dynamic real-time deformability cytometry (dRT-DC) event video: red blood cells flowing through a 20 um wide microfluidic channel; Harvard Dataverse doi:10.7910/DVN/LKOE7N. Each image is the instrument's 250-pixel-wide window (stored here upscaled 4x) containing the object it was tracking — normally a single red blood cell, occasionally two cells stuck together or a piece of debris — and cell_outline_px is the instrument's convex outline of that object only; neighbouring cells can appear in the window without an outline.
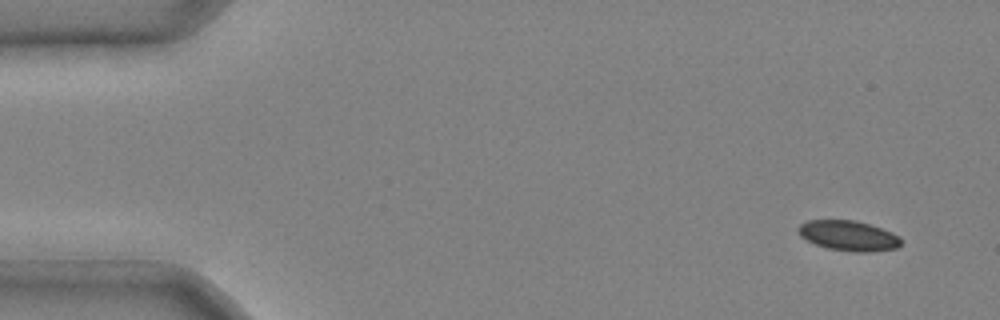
{"species": "common noctule bat (a hibernating species)", "species_latin": "Nyctalus noctula", "temperature_condition": "cold", "stored_images_in_passage": 4, "segment_of_instrument_passage": [1, 2], "camera_frame_rate_fps": 3000, "um_per_image_px": 0.085, "animal": {"sex": "male", "body_mass_g": 20.4}, "frame": {"image": 1, "passage_image": 1, "time_ms": 0.0, "image_size_px": [1000, 320], "cell_outline_px": [[900, 244], [896, 248], [868, 252], [852, 252], [828, 248], [816, 244], [800, 236], [796, 228], [800, 224], [808, 220], [856, 220], [892, 232], [900, 236]], "centroid_in_image_um": [72.1, 20.03], "position_along_channel_um": 12.9, "area_um2": 17.98}}